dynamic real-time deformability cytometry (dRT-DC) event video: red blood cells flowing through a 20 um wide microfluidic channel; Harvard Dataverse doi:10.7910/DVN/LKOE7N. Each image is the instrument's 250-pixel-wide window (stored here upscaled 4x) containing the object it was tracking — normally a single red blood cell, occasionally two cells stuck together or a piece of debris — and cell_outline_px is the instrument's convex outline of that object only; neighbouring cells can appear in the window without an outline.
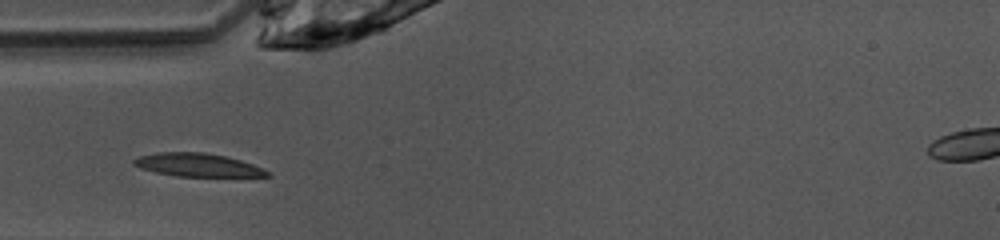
{"species": "common noctule bat (a hibernating species)", "species_latin": "Nyctalus noctula", "temperature_condition": "warm", "stored_images_in_passage": 26, "camera_frame_rate_fps": 3000, "um_per_image_px": 0.085, "animal": {"sex": "female", "body_mass_g": 10.0, "forearm_length_mm": 53.1}, "frame": {"image": 1, "passage_image": 1, "time_ms": 0.0, "image_size_px": [1000, 240], "cell_outline_px": [[272, 176], [176, 176], [156, 172], [140, 168], [132, 164], [132, 160], [140, 156], [156, 152], [204, 152], [224, 156], [240, 160], [252, 164], [268, 172]], "centroid_in_image_um": [16.73, 14.01], "position_along_channel_um": 68.3, "area_um2": 17.8}}
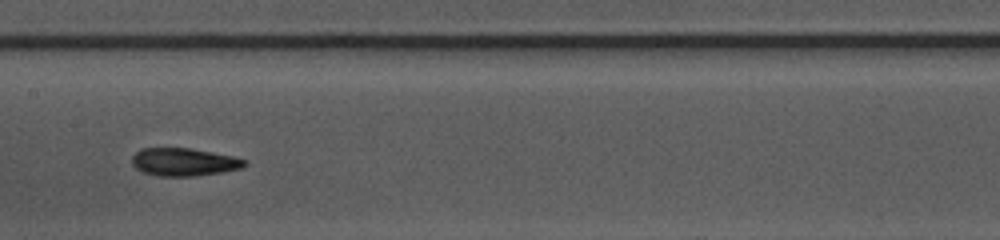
{"frame": {"image": 2, "passage_image": 10, "time_ms": 3.0, "image_size_px": [1000, 240], "cell_outline_px": [[248, 164], [240, 168], [220, 172], [192, 176], [160, 176], [144, 172], [136, 168], [132, 164], [132, 156], [140, 148], [192, 148], [232, 156], [248, 160]], "centroid_in_image_um": [15.63, 13.76], "position_along_channel_um": 191.8, "area_um2": 18.21}}
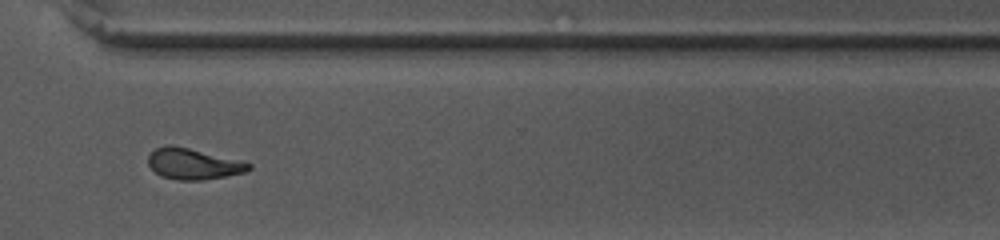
{"frame": {"image": 3, "passage_image": 22, "time_ms": 7.0, "image_size_px": [1000, 240], "cell_outline_px": [[252, 168], [248, 172], [200, 180], [180, 180], [160, 176], [148, 164], [148, 156], [156, 148], [168, 144], [188, 148], [244, 160], [252, 164]], "centroid_in_image_um": [16.48, 13.92], "position_along_channel_um": 354.1, "area_um2": 18.21}}